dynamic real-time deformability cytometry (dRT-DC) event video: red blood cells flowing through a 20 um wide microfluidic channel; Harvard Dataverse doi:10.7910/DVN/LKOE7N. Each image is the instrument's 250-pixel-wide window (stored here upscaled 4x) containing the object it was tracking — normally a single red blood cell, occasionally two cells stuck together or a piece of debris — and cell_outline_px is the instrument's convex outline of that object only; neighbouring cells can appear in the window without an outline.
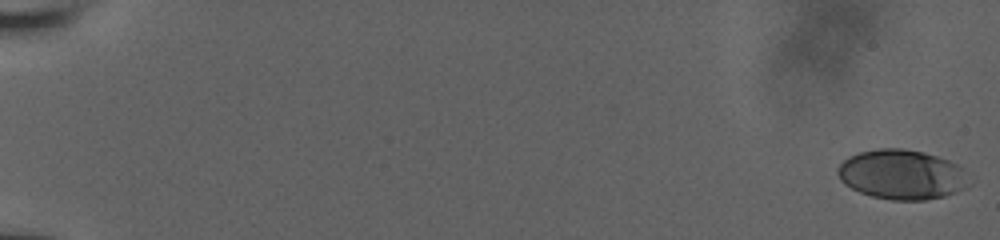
{"species": "human", "species_latin": "Homo sapiens", "temperature_condition": "room temperature", "stored_images_in_passage": 44, "camera_frame_rate_fps": 3000, "um_per_image_px": 0.085, "donor": {"sex": "male"}, "frame": {"image": 1, "passage_image": 1, "time_ms": 0.0, "image_size_px": [1000, 240], "cell_outline_px": [[972, 184], [968, 188], [944, 196], [924, 200], [892, 200], [872, 196], [860, 192], [844, 184], [840, 180], [836, 172], [836, 168], [848, 156], [860, 152], [876, 148], [904, 148], [924, 152], [948, 160], [964, 168]], "centroid_in_image_um": [76.68, 14.83], "position_along_channel_um": 8.3, "area_um2": 38.49}}
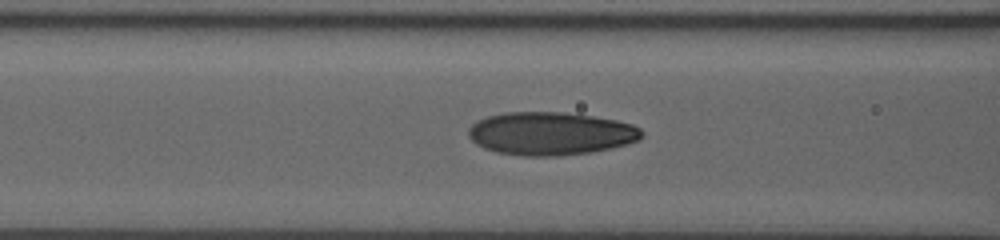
{"frame": {"image": 2, "passage_image": 32, "time_ms": 8.667, "image_size_px": [1000, 240], "cell_outline_px": [[644, 136], [640, 140], [628, 144], [588, 152], [560, 156], [524, 156], [496, 152], [484, 148], [476, 144], [468, 136], [468, 128], [472, 124], [488, 116], [504, 112], [564, 112], [592, 116], [616, 120], [632, 124], [640, 128], [644, 132]], "centroid_in_image_um": [46.81, 11.35], "position_along_channel_um": 119.8, "area_um2": 43.58}}
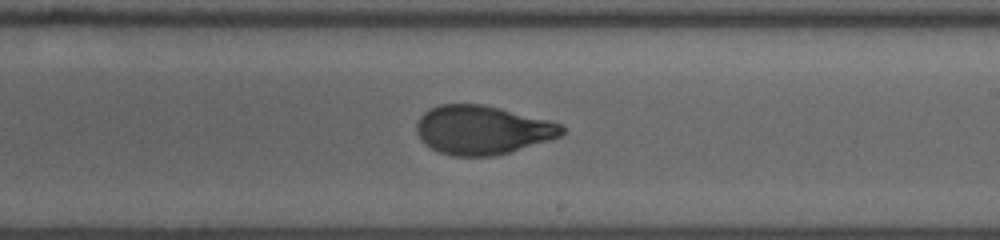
{"frame": {"image": 3, "passage_image": 44, "time_ms": 12.0, "image_size_px": [1000, 240], "cell_outline_px": [[564, 132], [560, 136], [548, 140], [496, 156], [452, 156], [440, 152], [424, 144], [416, 132], [416, 124], [420, 116], [424, 112], [440, 104], [484, 104], [564, 124]], "centroid_in_image_um": [40.98, 11.04], "position_along_channel_um": 248.0, "area_um2": 41.27}}